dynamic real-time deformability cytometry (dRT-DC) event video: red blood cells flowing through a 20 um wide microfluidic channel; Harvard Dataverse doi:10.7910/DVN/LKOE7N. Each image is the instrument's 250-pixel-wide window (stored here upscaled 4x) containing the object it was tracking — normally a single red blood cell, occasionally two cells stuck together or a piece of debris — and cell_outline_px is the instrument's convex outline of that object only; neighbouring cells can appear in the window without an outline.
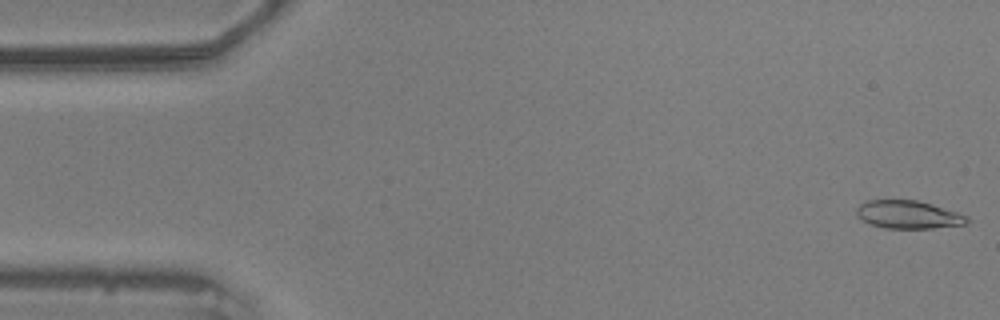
{"species": "common noctule bat (a hibernating species)", "species_latin": "Nyctalus noctula", "temperature_condition": "warm", "stored_images_in_passage": 56, "camera_frame_rate_fps": 3000, "um_per_image_px": 0.085, "animal": {"sex": "male", "body_mass_g": 20.5, "forearm_length_mm": 52.5}, "frame": {"image": 1, "passage_image": 1, "time_ms": 0.0, "image_size_px": [1000, 320], "cell_outline_px": [[972, 220], [968, 224], [932, 228], [884, 228], [872, 224], [856, 216], [856, 208], [860, 204], [868, 200], [916, 200], [932, 204], [968, 216]], "centroid_in_image_um": [77.23, 18.24], "position_along_channel_um": 7.8, "area_um2": 18.03}}
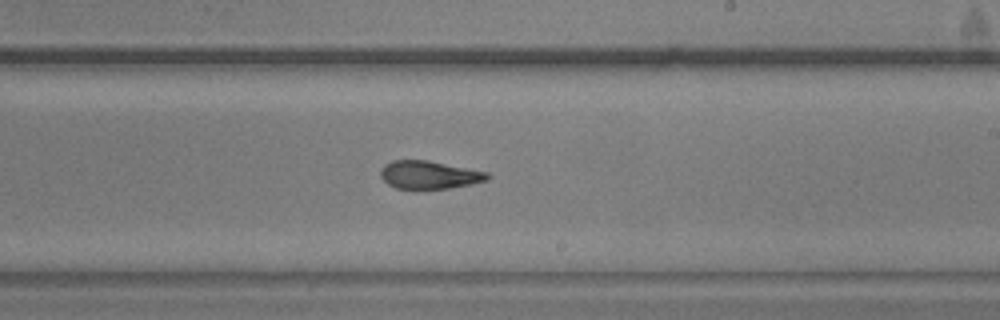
{"frame": {"image": 2, "passage_image": 32, "time_ms": 10.333, "image_size_px": [1000, 320], "cell_outline_px": [[492, 176], [488, 180], [448, 188], [396, 188], [388, 184], [380, 176], [380, 168], [384, 164], [392, 160], [428, 160], [488, 172]], "centroid_in_image_um": [36.47, 14.84], "position_along_channel_um": 252.5, "area_um2": 17.34}}
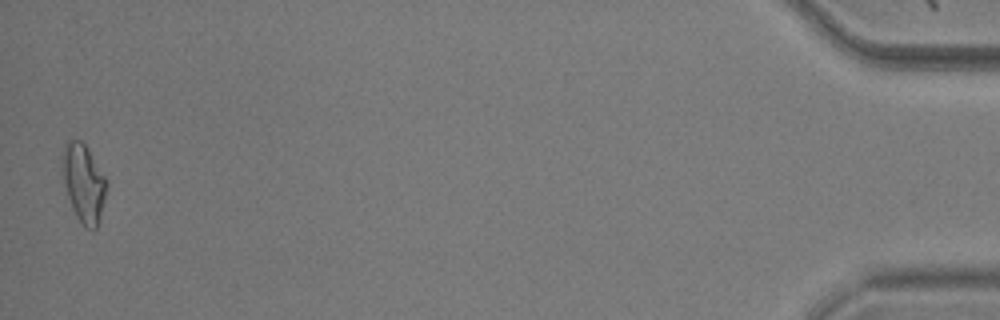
{"frame": {"image": 3, "passage_image": 55, "time_ms": 18.0, "image_size_px": [1000, 320], "cell_outline_px": [[104, 200], [100, 216], [96, 228], [92, 232], [84, 228], [76, 216], [72, 208], [64, 184], [60, 156], [64, 144], [68, 140], [80, 140], [88, 148], [104, 176]], "centroid_in_image_um": [7.05, 15.55], "position_along_channel_um": 428.2, "area_um2": 19.94}, "authors_computed_cell_mechanics": {"area_um2": 18.3226, "velocity_mm_per_s": 3.5799, "shape_relaxation_time_tau1_ms": null, "shape_relaxation_time_tau2_ms": 2.0297, "deformation_change_tau1": null, "deformation_change_tau2": 0.109}}